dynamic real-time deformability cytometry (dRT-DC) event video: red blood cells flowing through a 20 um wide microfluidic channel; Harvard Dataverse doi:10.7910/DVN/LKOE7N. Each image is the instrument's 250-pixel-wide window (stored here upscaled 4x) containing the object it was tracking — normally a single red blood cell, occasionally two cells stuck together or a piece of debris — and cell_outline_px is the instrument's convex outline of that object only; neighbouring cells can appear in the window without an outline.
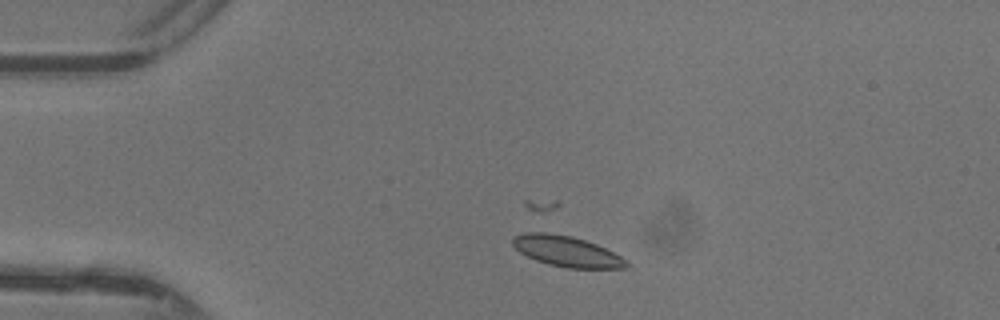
{"species": "common noctule bat (a hibernating species)", "species_latin": "Nyctalus noctula", "temperature_condition": "warm", "stored_images_in_passage": 50, "camera_frame_rate_fps": 3000, "um_per_image_px": 0.085, "animal": {"sex": "female"}, "frame": {"image": 1, "passage_image": 13, "time_ms": 4.0, "image_size_px": [1000, 320], "cell_outline_px": [[628, 264], [624, 268], [564, 268], [548, 264], [536, 260], [520, 252], [512, 244], [512, 236], [524, 232], [544, 232], [572, 236], [596, 244], [628, 260]], "centroid_in_image_um": [48.13, 21.36], "position_along_channel_um": 36.9, "area_um2": 20.23}}
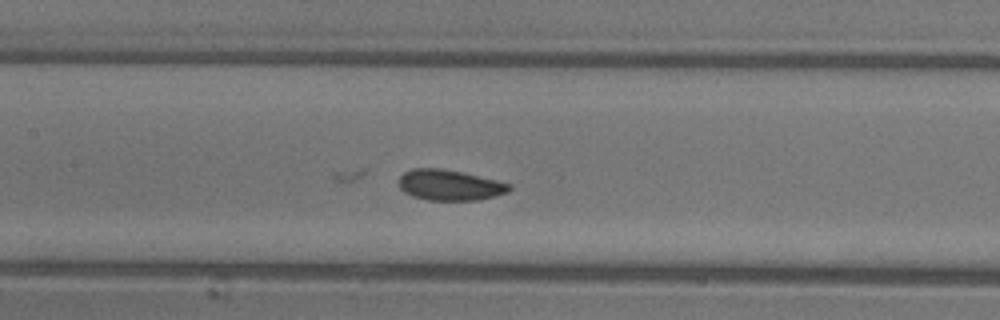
{"frame": {"image": 2, "passage_image": 25, "time_ms": 8.0, "image_size_px": [1000, 320], "cell_outline_px": [[512, 188], [508, 192], [496, 196], [476, 200], [428, 200], [412, 196], [404, 192], [400, 188], [400, 176], [404, 172], [412, 168], [440, 168], [460, 172], [496, 180], [512, 184]], "centroid_in_image_um": [38.23, 15.73], "position_along_channel_um": 169.2, "area_um2": 19.65}}
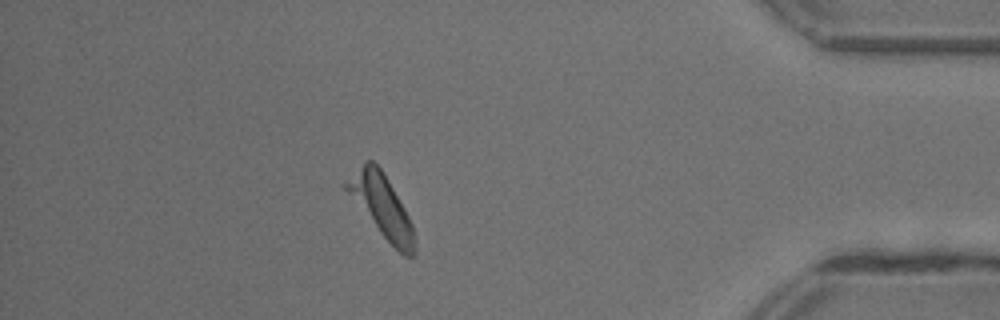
{"frame": {"image": 3, "passage_image": 44, "time_ms": 14.333, "image_size_px": [1000, 320], "cell_outline_px": [[416, 252], [412, 256], [404, 256], [380, 232], [340, 184], [368, 160], [372, 160], [380, 168], [404, 208], [412, 224], [416, 236]], "centroid_in_image_um": [32.45, 17.54], "position_along_channel_um": 402.7, "area_um2": 23.93}}